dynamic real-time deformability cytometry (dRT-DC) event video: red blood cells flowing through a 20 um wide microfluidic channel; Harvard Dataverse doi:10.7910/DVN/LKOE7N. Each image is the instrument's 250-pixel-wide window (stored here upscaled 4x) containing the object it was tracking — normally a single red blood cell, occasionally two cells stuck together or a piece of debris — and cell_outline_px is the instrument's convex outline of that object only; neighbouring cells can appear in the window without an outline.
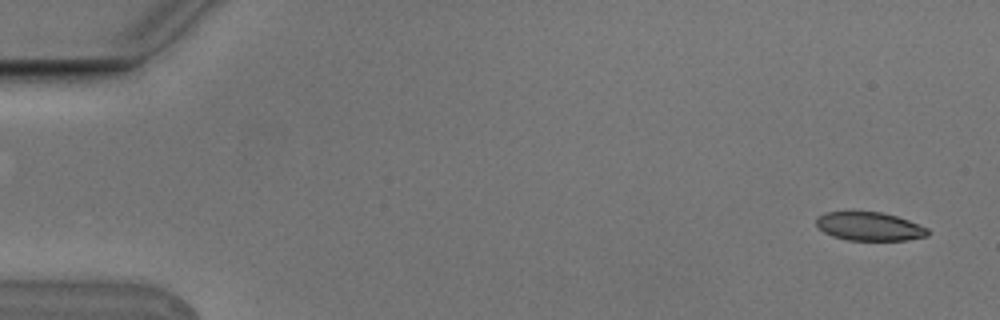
{"species": "Egyptian fruit bat (a non-hibernating species)", "species_latin": "Rousettus aegyptiacus", "temperature_condition": "cold", "stored_images_in_passage": 5, "camera_frame_rate_fps": 3000, "um_per_image_px": 0.085, "animal": {"sex": "male"}, "frame": {"image": 1, "passage_image": 1, "time_ms": 0.0, "image_size_px": [1000, 320], "cell_outline_px": [[928, 236], [908, 240], [848, 240], [832, 236], [824, 232], [816, 224], [816, 216], [824, 212], [880, 212], [896, 216], [908, 220], [928, 228]], "centroid_in_image_um": [73.89, 19.25], "position_along_channel_um": 11.1, "area_um2": 18.5}}
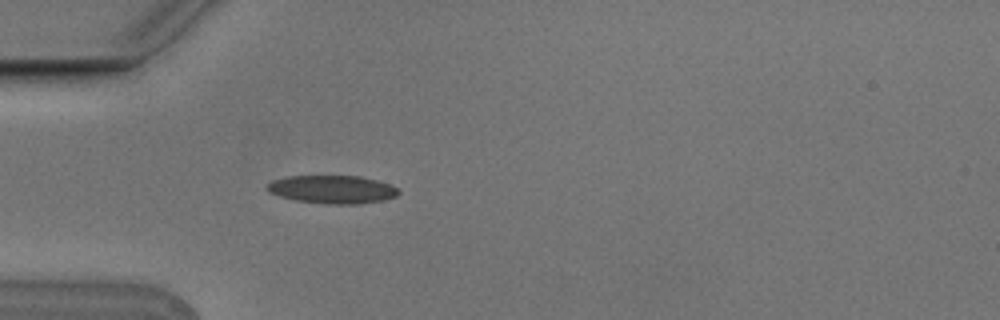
{"frame": {"image": 2, "passage_image": 5, "time_ms": 1.333, "image_size_px": [1000, 320], "cell_outline_px": [[400, 192], [396, 196], [384, 200], [360, 204], [324, 204], [296, 200], [280, 196], [268, 192], [264, 188], [272, 180], [288, 176], [360, 176], [392, 184]], "centroid_in_image_um": [28.25, 16.1], "position_along_channel_um": 56.8, "area_um2": 21.68}}